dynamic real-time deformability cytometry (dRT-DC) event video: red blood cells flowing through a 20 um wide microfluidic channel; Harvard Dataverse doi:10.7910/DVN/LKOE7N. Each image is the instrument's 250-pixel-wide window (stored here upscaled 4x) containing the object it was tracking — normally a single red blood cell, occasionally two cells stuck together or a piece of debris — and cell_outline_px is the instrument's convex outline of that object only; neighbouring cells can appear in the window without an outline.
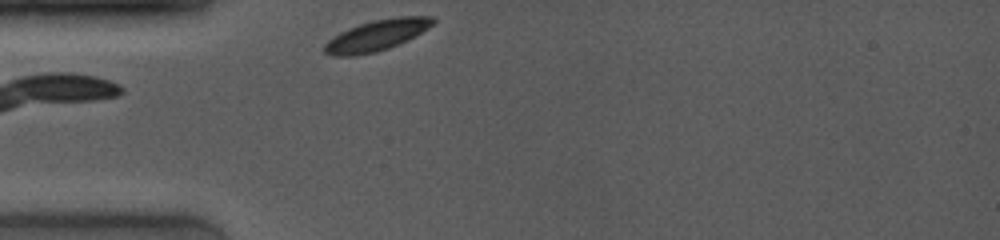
{"species": "common noctule bat (a hibernating species)", "species_latin": "Nyctalus noctula", "temperature_condition": "room temperature", "stored_images_in_passage": 3, "camera_frame_rate_fps": 4000, "um_per_image_px": 0.085, "animal": {"sex": "female", "body_mass_g": 19.0, "forearm_length_mm": 53.3}, "frame": {"image": 1, "passage_image": 1, "time_ms": 0.0, "image_size_px": [1000, 240], "cell_outline_px": [[436, 20], [428, 28], [388, 48], [376, 52], [356, 56], [332, 56], [324, 52], [324, 44], [332, 36], [348, 28], [372, 20], [396, 16], [432, 16]], "centroid_in_image_um": [31.96, 3.0], "position_along_channel_um": 53.0, "area_um2": 19.36}}